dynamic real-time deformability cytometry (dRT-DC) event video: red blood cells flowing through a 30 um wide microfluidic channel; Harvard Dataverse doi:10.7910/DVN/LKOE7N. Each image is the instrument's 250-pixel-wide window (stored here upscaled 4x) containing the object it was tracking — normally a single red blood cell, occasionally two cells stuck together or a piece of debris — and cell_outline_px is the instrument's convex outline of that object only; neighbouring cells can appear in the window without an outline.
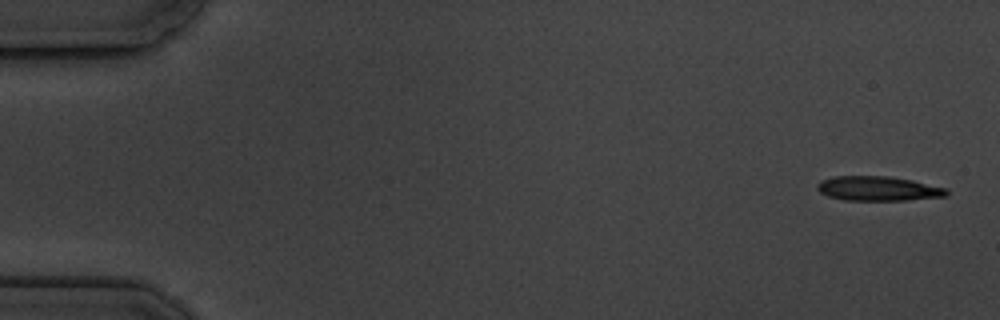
{"species": "common noctule bat (a hibernating species)", "species_latin": "Nyctalus noctula", "temperature_condition": "cold", "stored_images_in_passage": 4, "camera_frame_rate_fps": 3000, "um_per_image_px": 0.085, "animal": {"sex": "male", "body_mass_g": 19.5, "forearm_length_mm": 54.6}, "frame": {"image": 1, "passage_image": 1, "time_ms": 0.0, "image_size_px": [1000, 320], "cell_outline_px": [[948, 196], [904, 200], [844, 200], [828, 196], [820, 192], [816, 188], [816, 184], [820, 180], [832, 176], [888, 176], [912, 180], [948, 188]], "centroid_in_image_um": [74.63, 16.02], "position_along_channel_um": 10.4, "area_um2": 18.61}}
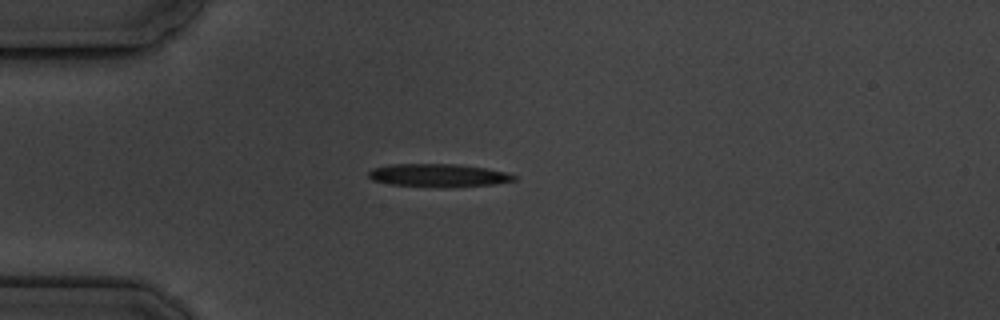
{"frame": {"image": 2, "passage_image": 4, "time_ms": 4.333, "image_size_px": [1000, 320], "cell_outline_px": [[516, 180], [496, 184], [452, 188], [440, 188], [392, 184], [372, 180], [368, 176], [368, 172], [372, 168], [388, 164], [456, 164], [484, 168], [504, 172], [516, 176]], "centroid_in_image_um": [37.25, 14.92], "position_along_channel_um": 47.8, "area_um2": 19.77}}